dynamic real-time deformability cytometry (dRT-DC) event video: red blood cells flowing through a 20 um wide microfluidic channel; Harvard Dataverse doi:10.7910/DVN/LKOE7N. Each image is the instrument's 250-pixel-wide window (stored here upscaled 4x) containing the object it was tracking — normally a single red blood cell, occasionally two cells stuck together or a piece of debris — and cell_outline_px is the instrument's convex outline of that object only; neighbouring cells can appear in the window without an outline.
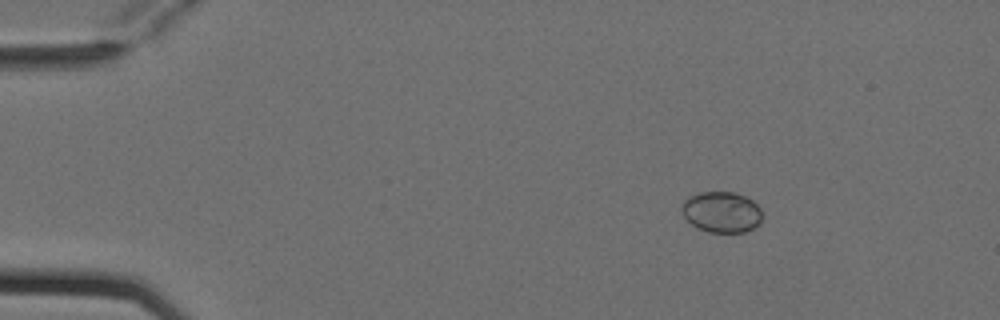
{"species": "Egyptian fruit bat (a non-hibernating species)", "species_latin": "Rousettus aegyptiacus", "temperature_condition": "cold", "stored_images_in_passage": 7, "camera_frame_rate_fps": 3000, "um_per_image_px": 0.085, "animal": {"sex": "female"}, "frame": {"image": 1, "passage_image": 1, "time_ms": 0.0, "image_size_px": [1000, 320], "cell_outline_px": [[760, 224], [744, 232], [708, 232], [696, 228], [680, 212], [680, 208], [684, 200], [688, 196], [700, 192], [736, 192], [752, 200], [760, 208]], "centroid_in_image_um": [61.29, 18.02], "position_along_channel_um": 23.7, "area_um2": 19.25}}
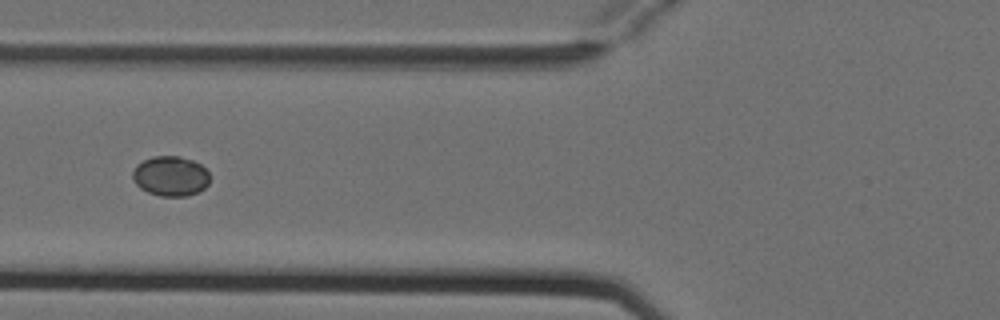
{"frame": {"image": 2, "passage_image": 4, "time_ms": 1.0, "image_size_px": [1000, 320], "cell_outline_px": [[208, 184], [204, 188], [188, 196], [160, 196], [148, 192], [140, 188], [132, 180], [132, 172], [136, 164], [152, 156], [180, 156], [192, 160], [200, 164], [208, 172]], "centroid_in_image_um": [14.46, 14.96], "position_along_channel_um": 111.3, "area_um2": 17.98}}
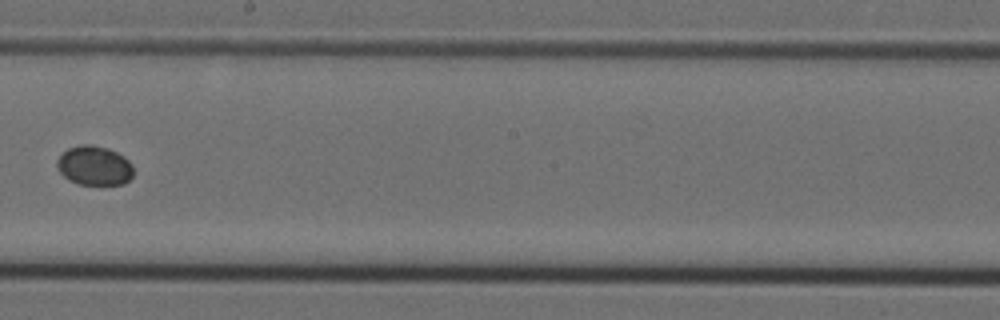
{"frame": {"image": 3, "passage_image": 7, "time_ms": 2.0, "image_size_px": [1000, 320], "cell_outline_px": [[132, 176], [124, 184], [80, 184], [68, 180], [60, 172], [56, 164], [56, 160], [68, 148], [80, 144], [92, 144], [108, 148], [124, 156], [132, 164]], "centroid_in_image_um": [8.01, 14.06], "position_along_channel_um": 240.2, "area_um2": 17.51}}